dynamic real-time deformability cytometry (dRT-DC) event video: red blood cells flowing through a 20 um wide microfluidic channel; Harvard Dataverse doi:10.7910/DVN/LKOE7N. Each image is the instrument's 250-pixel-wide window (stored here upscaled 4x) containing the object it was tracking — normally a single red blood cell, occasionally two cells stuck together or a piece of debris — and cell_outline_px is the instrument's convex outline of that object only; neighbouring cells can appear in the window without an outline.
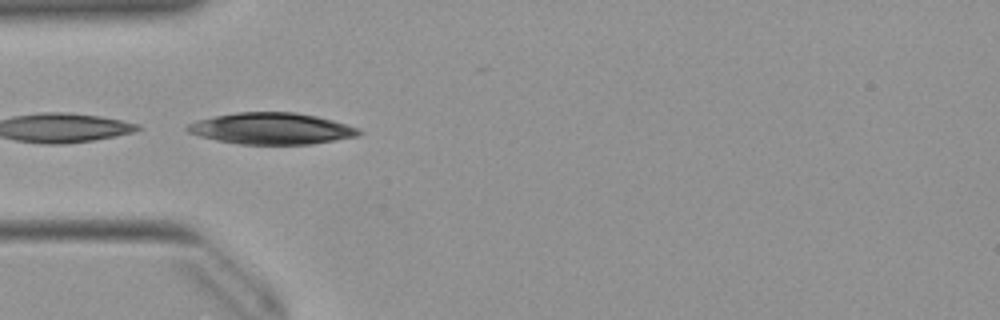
{"species": "Egyptian fruit bat (a non-hibernating species)", "species_latin": "Rousettus aegyptiacus", "temperature_condition": "warm", "stored_images_in_passage": 14, "camera_frame_rate_fps": 3000, "um_per_image_px": 0.085, "animal": {"sex": "female"}, "frame": {"image": 1, "passage_image": 1, "time_ms": 0.0, "image_size_px": [1000, 320], "cell_outline_px": [[364, 132], [360, 136], [312, 144], [240, 144], [216, 140], [200, 136], [188, 132], [184, 128], [188, 124], [196, 120], [236, 112], [296, 112], [316, 116], [332, 120], [356, 128]], "centroid_in_image_um": [23.08, 10.93], "position_along_channel_um": 61.9, "area_um2": 31.39}}